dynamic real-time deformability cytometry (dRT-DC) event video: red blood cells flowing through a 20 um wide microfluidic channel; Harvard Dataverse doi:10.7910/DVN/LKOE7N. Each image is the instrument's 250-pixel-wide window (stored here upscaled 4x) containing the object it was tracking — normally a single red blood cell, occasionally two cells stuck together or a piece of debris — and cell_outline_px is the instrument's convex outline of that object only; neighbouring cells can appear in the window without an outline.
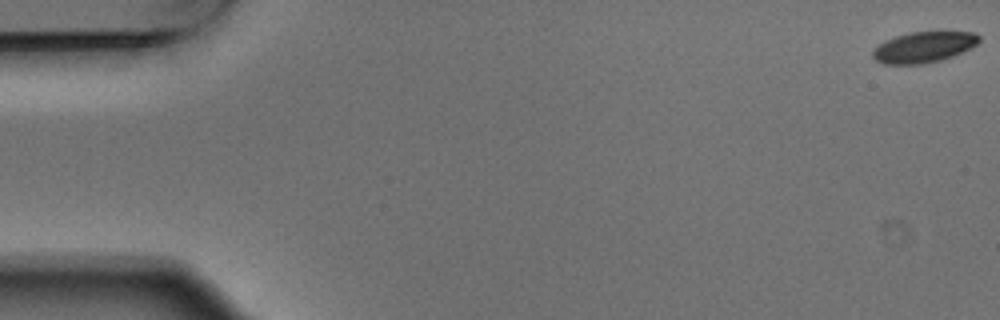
{"species": "Egyptian fruit bat (a non-hibernating species)", "species_latin": "Rousettus aegyptiacus", "temperature_condition": "warm", "stored_images_in_passage": 5, "camera_frame_rate_fps": 3000, "um_per_image_px": 0.085, "animal": {"sex": "male"}, "frame": {"image": 1, "passage_image": 1, "time_ms": 0.0, "image_size_px": [1000, 320], "cell_outline_px": [[980, 40], [972, 48], [952, 56], [940, 60], [920, 64], [884, 64], [876, 60], [872, 56], [872, 52], [884, 40], [896, 36], [912, 32], [976, 32], [980, 36]], "centroid_in_image_um": [78.53, 4.0], "position_along_channel_um": 6.5, "area_um2": 18.96}}
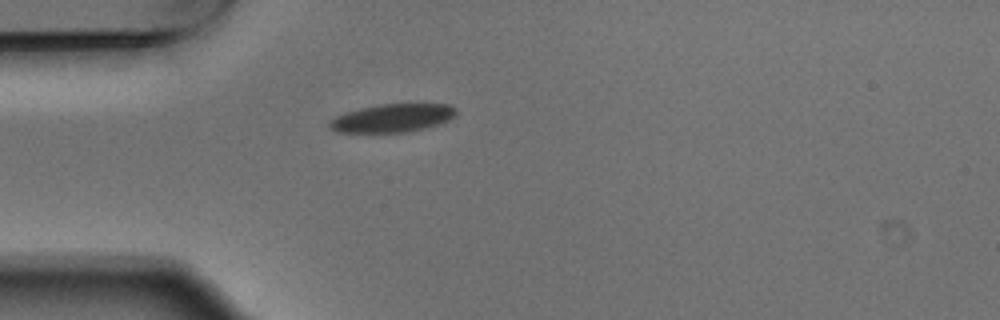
{"frame": {"image": 2, "passage_image": 5, "time_ms": 1.333, "image_size_px": [1000, 320], "cell_outline_px": [[456, 116], [448, 120], [424, 128], [404, 132], [340, 132], [328, 128], [328, 124], [336, 116], [344, 112], [360, 108], [380, 104], [452, 104], [456, 108]], "centroid_in_image_um": [33.36, 10.02], "position_along_channel_um": 51.6, "area_um2": 20.69}}